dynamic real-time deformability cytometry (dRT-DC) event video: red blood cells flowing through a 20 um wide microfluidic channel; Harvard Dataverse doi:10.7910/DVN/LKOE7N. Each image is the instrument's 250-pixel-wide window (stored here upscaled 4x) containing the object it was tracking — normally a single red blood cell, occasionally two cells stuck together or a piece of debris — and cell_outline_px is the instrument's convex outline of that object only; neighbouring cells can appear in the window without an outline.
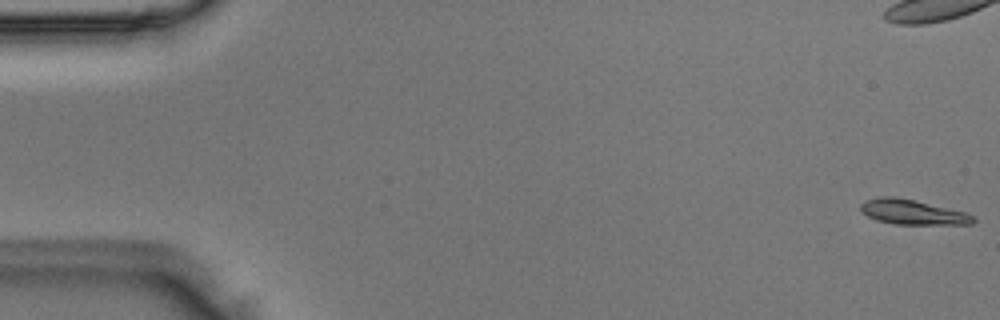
{"species": "Egyptian fruit bat (a non-hibernating species)", "species_latin": "Rousettus aegyptiacus", "temperature_condition": "room temperature", "stored_images_in_passage": 51, "camera_frame_rate_fps": 3000, "um_per_image_px": 0.085, "animal": {"sex": "male"}, "frame": {"image": 1, "passage_image": 1, "time_ms": 0.0, "image_size_px": [1000, 320], "cell_outline_px": [[976, 220], [972, 224], [896, 224], [876, 220], [860, 212], [860, 204], [864, 200], [884, 196], [892, 196], [912, 200], [964, 212], [976, 216]], "centroid_in_image_um": [77.53, 18.04], "position_along_channel_um": 7.5, "area_um2": 16.13}}